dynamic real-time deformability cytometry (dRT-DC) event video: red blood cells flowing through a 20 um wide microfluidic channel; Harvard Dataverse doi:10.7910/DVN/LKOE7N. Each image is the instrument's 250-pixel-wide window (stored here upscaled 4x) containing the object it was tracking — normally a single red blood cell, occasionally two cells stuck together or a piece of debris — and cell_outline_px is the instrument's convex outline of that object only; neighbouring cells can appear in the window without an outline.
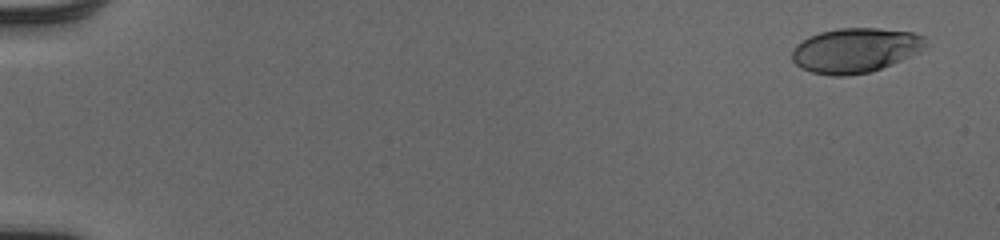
{"species": "human", "species_latin": "Homo sapiens", "temperature_condition": "cold", "stored_images_in_passage": 52, "camera_frame_rate_fps": 3000, "um_per_image_px": 0.085, "donor": {"sex": "male"}, "frame": {"image": 1, "passage_image": 3, "time_ms": 0.667, "image_size_px": [1000, 240], "cell_outline_px": [[928, 40], [924, 48], [920, 52], [892, 64], [868, 72], [844, 76], [832, 76], [812, 72], [800, 68], [792, 60], [792, 48], [796, 44], [808, 36], [820, 32], [840, 28], [876, 28], [912, 32], [924, 36]], "centroid_in_image_um": [72.69, 4.27], "position_along_channel_um": 12.3, "area_um2": 34.91}}
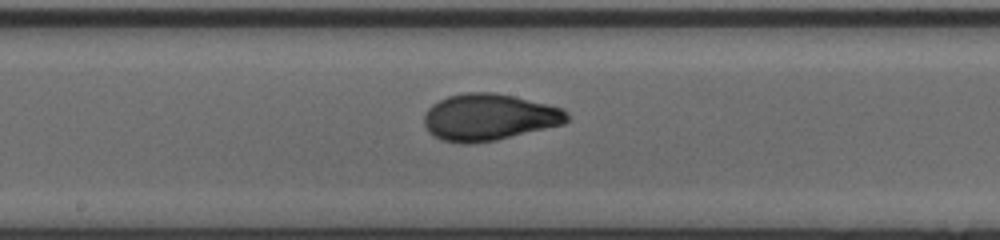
{"frame": {"image": 2, "passage_image": 30, "time_ms": 9.667, "image_size_px": [1000, 240], "cell_outline_px": [[568, 120], [564, 124], [496, 140], [472, 144], [460, 144], [440, 140], [432, 136], [428, 132], [424, 124], [424, 112], [432, 104], [448, 96], [464, 92], [492, 92], [512, 96], [548, 104], [564, 108], [568, 112]], "centroid_in_image_um": [41.54, 9.97], "position_along_channel_um": 206.7, "area_um2": 39.25}}
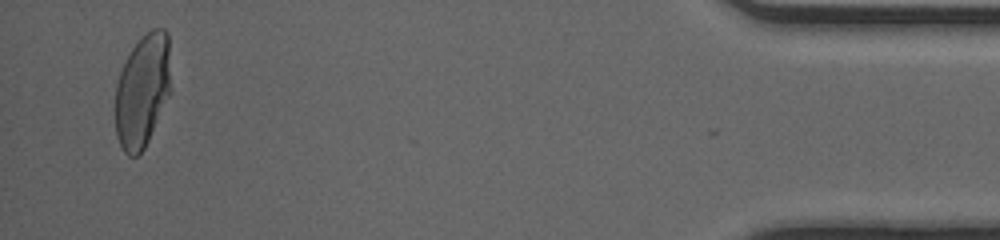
{"frame": {"image": 3, "passage_image": 51, "time_ms": 16.667, "image_size_px": [1000, 240], "cell_outline_px": [[172, 92], [144, 148], [136, 156], [128, 156], [124, 152], [116, 136], [112, 108], [116, 84], [120, 72], [132, 48], [152, 28], [164, 28], [168, 32], [172, 88]], "centroid_in_image_um": [12.1, 7.73], "position_along_channel_um": 423.1, "area_um2": 37.63}, "authors_computed_cell_mechanics": {"area_um2": 36.8475, "velocity_mm_per_s": 4.0948, "shape_relaxation_time_tau1_ms": 5.2097, "shape_relaxation_time_tau2_ms": null, "deformation_change_tau1": 0.2308, "deformation_change_tau2": null}}